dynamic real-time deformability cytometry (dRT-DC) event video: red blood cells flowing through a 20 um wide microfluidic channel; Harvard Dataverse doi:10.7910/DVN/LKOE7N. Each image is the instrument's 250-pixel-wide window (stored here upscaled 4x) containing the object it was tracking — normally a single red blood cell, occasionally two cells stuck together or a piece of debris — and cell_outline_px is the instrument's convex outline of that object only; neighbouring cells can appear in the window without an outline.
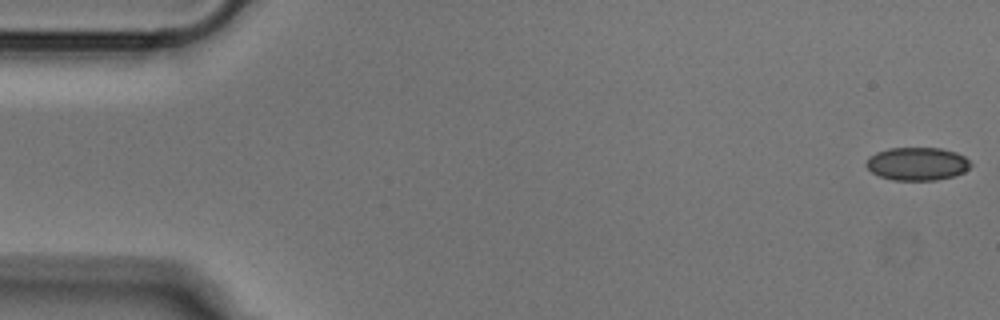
{"species": "Egyptian fruit bat (a non-hibernating species)", "species_latin": "Rousettus aegyptiacus", "temperature_condition": "cold", "stored_images_in_passage": 48, "camera_frame_rate_fps": 3000, "um_per_image_px": 0.085, "animal": {"sex": "male"}, "frame": {"image": 1, "passage_image": 1, "time_ms": 0.0, "image_size_px": [1000, 320], "cell_outline_px": [[972, 164], [964, 172], [956, 176], [936, 180], [892, 180], [880, 176], [872, 172], [864, 164], [868, 156], [876, 152], [888, 148], [940, 148], [956, 152], [964, 156]], "centroid_in_image_um": [77.95, 13.92], "position_along_channel_um": 7.1, "area_um2": 20.29}}
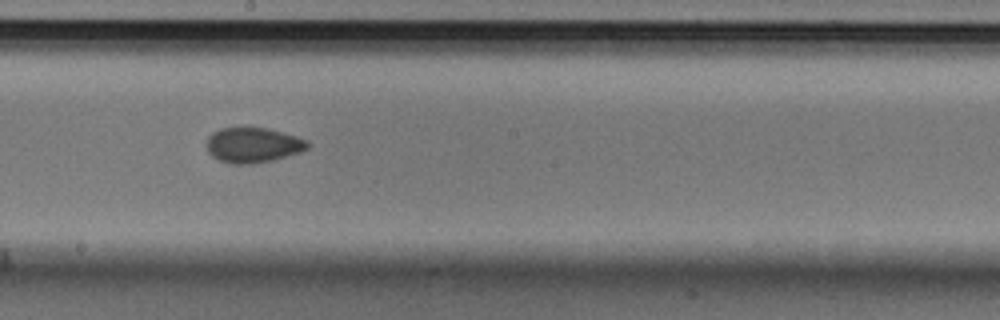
{"frame": {"image": 2, "passage_image": 28, "time_ms": 9.0, "image_size_px": [1000, 320], "cell_outline_px": [[308, 148], [300, 152], [272, 160], [252, 164], [228, 164], [212, 156], [208, 152], [208, 136], [212, 132], [220, 128], [264, 128], [296, 136], [308, 140]], "centroid_in_image_um": [21.49, 12.34], "position_along_channel_um": 226.7, "area_um2": 20.46}}
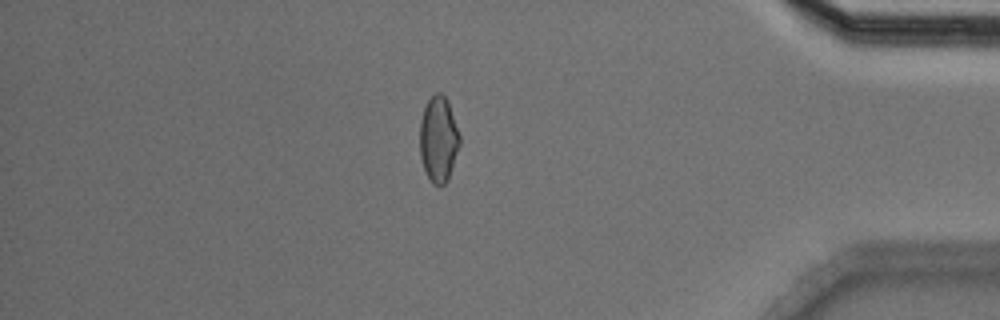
{"frame": {"image": 3, "passage_image": 44, "time_ms": 14.333, "image_size_px": [1000, 320], "cell_outline_px": [[460, 144], [448, 180], [440, 188], [432, 184], [424, 168], [420, 156], [420, 120], [424, 108], [428, 100], [436, 92], [440, 92], [448, 100], [460, 136]], "centroid_in_image_um": [37.27, 11.85], "position_along_channel_um": 397.9, "area_um2": 20.0}}